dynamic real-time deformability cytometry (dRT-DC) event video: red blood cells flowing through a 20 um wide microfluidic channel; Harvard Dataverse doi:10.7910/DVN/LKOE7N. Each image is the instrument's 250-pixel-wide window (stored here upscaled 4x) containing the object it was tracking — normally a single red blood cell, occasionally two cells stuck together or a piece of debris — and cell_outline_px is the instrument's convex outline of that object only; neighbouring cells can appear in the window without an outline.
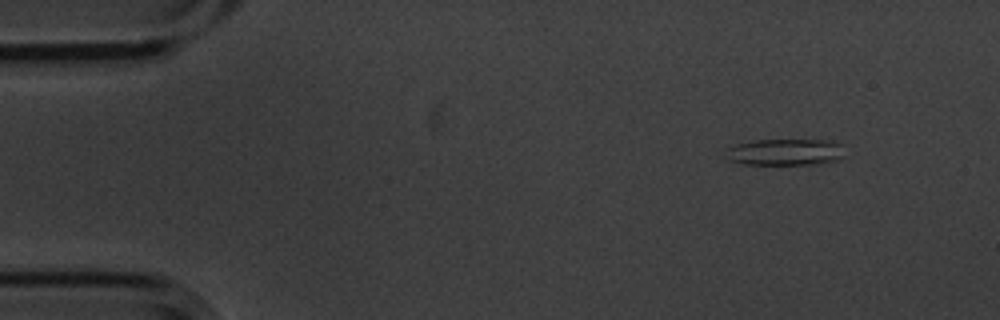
{"species": "common noctule bat (a hibernating species)", "species_latin": "Nyctalus noctula", "temperature_condition": "cold", "stored_images_in_passage": 3, "camera_frame_rate_fps": 3000, "um_per_image_px": 0.085, "animal": {"sex": "male", "body_mass_g": 20.1, "forearm_length_mm": 53.5}, "frame": {"image": 1, "passage_image": 1, "time_ms": 0.0, "image_size_px": [1000, 320], "cell_outline_px": [[844, 156], [840, 160], [820, 164], [744, 164], [728, 160], [724, 156], [724, 152], [728, 148], [736, 144], [752, 140], [836, 140], [840, 144]], "centroid_in_image_um": [66.74, 12.93], "position_along_channel_um": 18.3, "area_um2": 18.73}}